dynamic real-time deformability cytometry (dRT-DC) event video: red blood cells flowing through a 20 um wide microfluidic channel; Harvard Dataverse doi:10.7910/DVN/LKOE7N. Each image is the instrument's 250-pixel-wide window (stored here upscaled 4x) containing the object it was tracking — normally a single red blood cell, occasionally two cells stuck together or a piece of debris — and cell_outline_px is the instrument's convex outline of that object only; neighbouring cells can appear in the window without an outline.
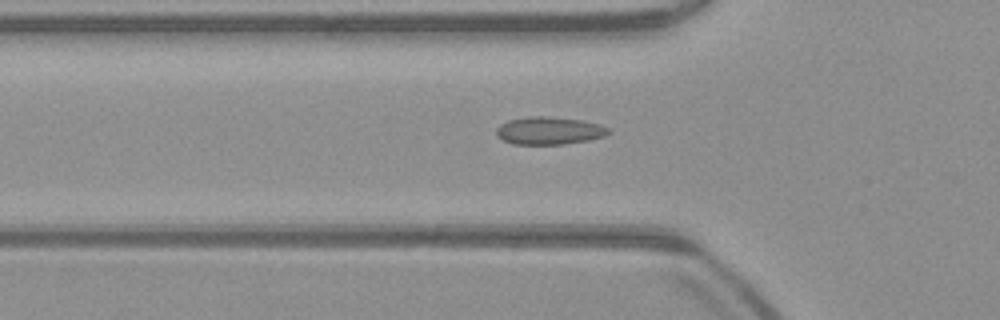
{"species": "common noctule bat (a hibernating species)", "species_latin": "Nyctalus noctula", "temperature_condition": "warm", "stored_images_in_passage": 47, "camera_frame_rate_fps": 3000, "um_per_image_px": 0.085, "animal": {"sex": "male", "body_mass_g": 23.1, "forearm_length_mm": 52.7}, "frame": {"image": 1, "passage_image": 17, "time_ms": 5.333, "image_size_px": [1000, 320], "cell_outline_px": [[612, 132], [604, 136], [588, 140], [564, 144], [512, 144], [496, 136], [496, 128], [500, 124], [508, 120], [528, 116], [548, 116], [580, 120], [600, 124], [608, 128]], "centroid_in_image_um": [46.66, 11.1], "position_along_channel_um": 79.1, "area_um2": 18.15}}
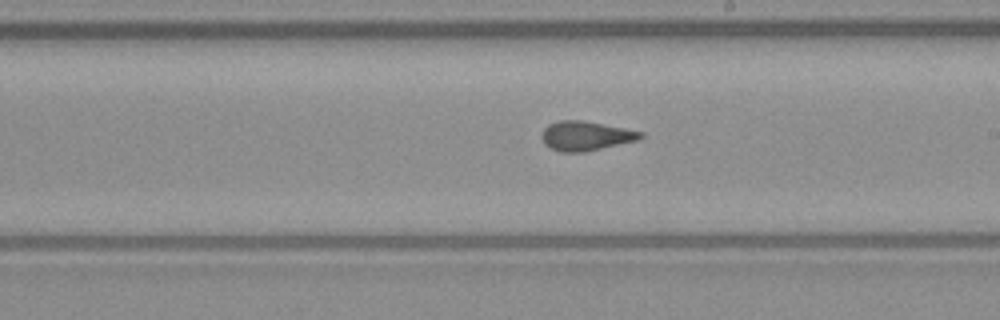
{"frame": {"image": 2, "passage_image": 29, "time_ms": 9.333, "image_size_px": [1000, 320], "cell_outline_px": [[644, 136], [640, 140], [584, 152], [560, 152], [544, 144], [540, 136], [544, 128], [548, 124], [560, 120], [584, 120], [644, 132]], "centroid_in_image_um": [49.8, 11.55], "position_along_channel_um": 239.2, "area_um2": 17.11}}
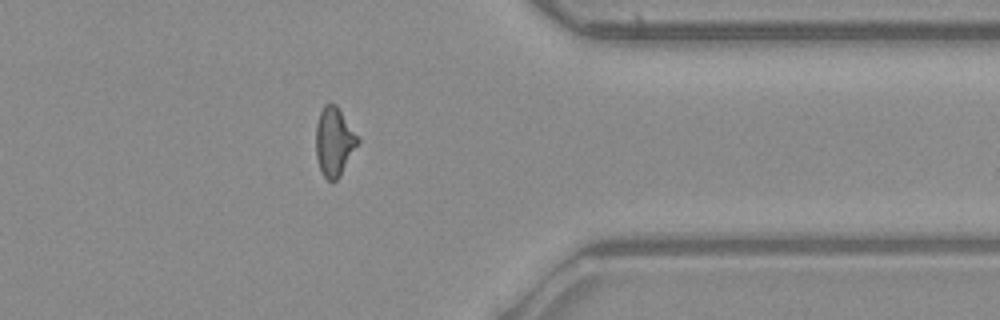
{"frame": {"image": 3, "passage_image": 41, "time_ms": 13.333, "image_size_px": [1000, 320], "cell_outline_px": [[360, 140], [340, 176], [336, 180], [328, 180], [324, 176], [320, 168], [316, 156], [316, 124], [320, 112], [324, 104], [336, 104], [360, 136]], "centroid_in_image_um": [28.42, 12.01], "position_along_channel_um": 383.0, "area_um2": 16.82}}